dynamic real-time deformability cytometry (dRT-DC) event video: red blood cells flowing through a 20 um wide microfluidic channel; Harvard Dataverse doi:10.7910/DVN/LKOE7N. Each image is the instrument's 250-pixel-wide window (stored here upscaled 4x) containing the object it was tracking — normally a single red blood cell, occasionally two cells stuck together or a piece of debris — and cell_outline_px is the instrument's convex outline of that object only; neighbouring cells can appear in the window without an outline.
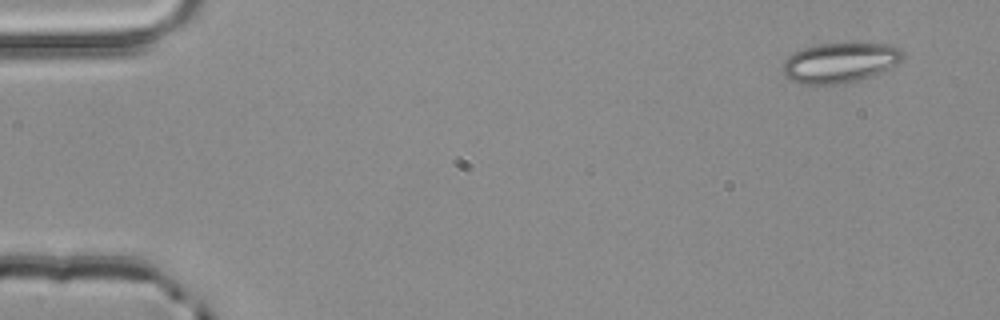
{"species": "common noctule bat (a hibernating species)", "species_latin": "Nyctalus noctula", "temperature_condition": "room temperature", "stored_images_in_passage": 3, "camera_frame_rate_fps": 3000, "um_per_image_px": 0.085, "animal": {"sex": "male", "body_mass_g": 20.4}, "frame": {"image": 1, "passage_image": 1, "time_ms": 0.0, "image_size_px": [1000, 320], "cell_outline_px": [[904, 56], [896, 64], [872, 76], [860, 80], [840, 84], [804, 84], [788, 80], [784, 76], [784, 60], [792, 52], [804, 48], [820, 44], [888, 44], [900, 48], [904, 52]], "centroid_in_image_um": [71.38, 5.34], "position_along_channel_um": 13.6, "area_um2": 27.86}}